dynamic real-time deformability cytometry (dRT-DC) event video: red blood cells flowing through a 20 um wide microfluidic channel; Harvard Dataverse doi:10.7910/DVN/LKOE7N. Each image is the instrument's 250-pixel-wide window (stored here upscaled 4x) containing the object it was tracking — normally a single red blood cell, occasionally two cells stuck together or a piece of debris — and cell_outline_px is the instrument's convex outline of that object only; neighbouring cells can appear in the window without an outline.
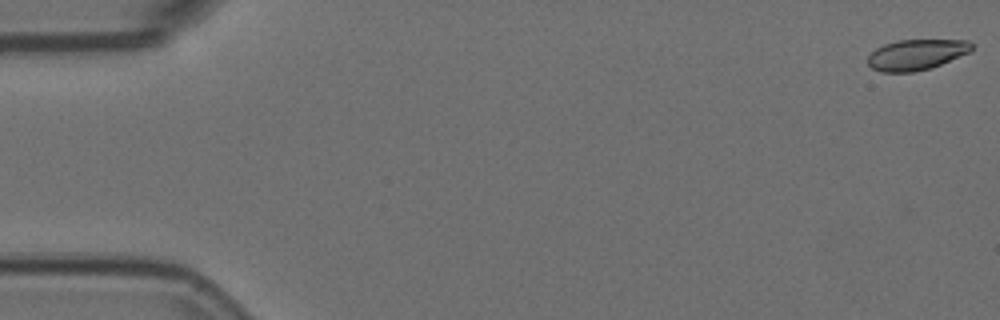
{"species": "Egyptian fruit bat (a non-hibernating species)", "species_latin": "Rousettus aegyptiacus", "temperature_condition": "room temperature", "stored_images_in_passage": 4, "camera_frame_rate_fps": 3000, "um_per_image_px": 0.085, "animal": {"sex": "female"}, "frame": {"image": 1, "passage_image": 1, "time_ms": 0.0, "image_size_px": [1000, 320], "cell_outline_px": [[972, 48], [968, 52], [932, 68], [912, 72], [880, 72], [872, 68], [868, 64], [868, 56], [876, 48], [884, 44], [896, 40], [968, 40], [972, 44]], "centroid_in_image_um": [77.85, 4.64], "position_along_channel_um": 7.1, "area_um2": 18.44}}
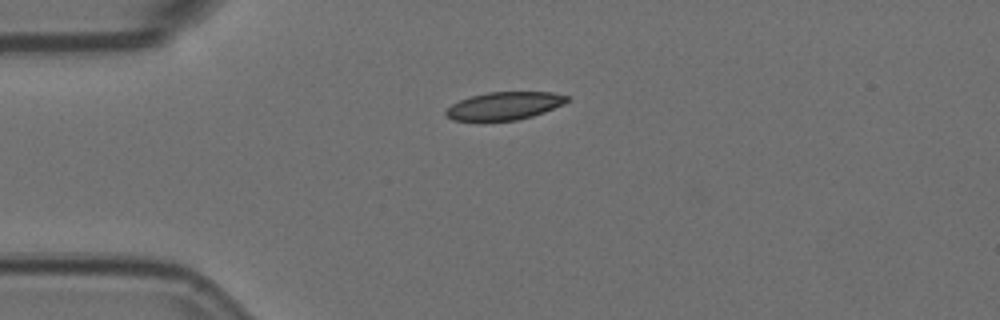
{"frame": {"image": 2, "passage_image": 4, "time_ms": 1.0, "image_size_px": [1000, 320], "cell_outline_px": [[572, 100], [564, 104], [544, 112], [532, 116], [516, 120], [452, 120], [444, 112], [452, 104], [460, 100], [472, 96], [488, 92], [552, 92], [568, 96]], "centroid_in_image_um": [42.92, 8.98], "position_along_channel_um": 42.1, "area_um2": 19.48}}